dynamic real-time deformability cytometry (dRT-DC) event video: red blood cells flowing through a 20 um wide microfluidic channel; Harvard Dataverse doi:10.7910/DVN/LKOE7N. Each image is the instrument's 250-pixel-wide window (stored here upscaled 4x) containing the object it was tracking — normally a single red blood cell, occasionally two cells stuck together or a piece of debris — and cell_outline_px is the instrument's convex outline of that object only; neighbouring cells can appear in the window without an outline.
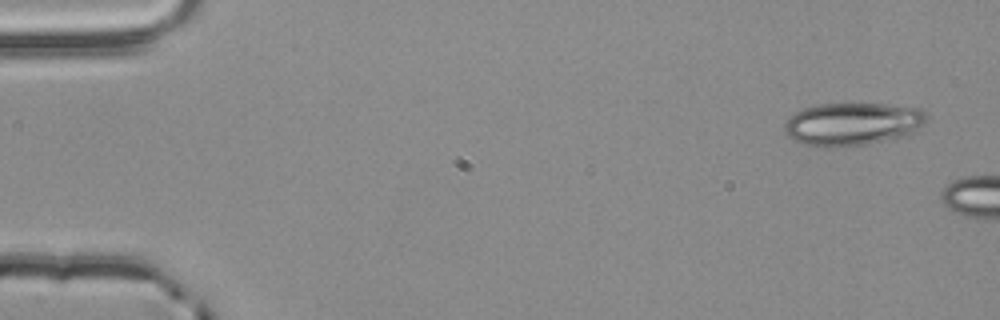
{"species": "common noctule bat (a hibernating species)", "species_latin": "Nyctalus noctula", "temperature_condition": "room temperature", "stored_images_in_passage": 2, "camera_frame_rate_fps": 3000, "um_per_image_px": 0.085, "animal": {"sex": "male", "body_mass_g": 20.4}, "frame": {"image": 1, "passage_image": 1, "time_ms": 0.0, "image_size_px": [1000, 320], "cell_outline_px": [[928, 116], [924, 124], [912, 132], [900, 136], [868, 144], [824, 148], [816, 148], [804, 144], [788, 136], [784, 128], [784, 124], [788, 116], [804, 108], [820, 104], [884, 104], [920, 108]], "centroid_in_image_um": [72.42, 10.54], "position_along_channel_um": 12.6, "area_um2": 35.37}}